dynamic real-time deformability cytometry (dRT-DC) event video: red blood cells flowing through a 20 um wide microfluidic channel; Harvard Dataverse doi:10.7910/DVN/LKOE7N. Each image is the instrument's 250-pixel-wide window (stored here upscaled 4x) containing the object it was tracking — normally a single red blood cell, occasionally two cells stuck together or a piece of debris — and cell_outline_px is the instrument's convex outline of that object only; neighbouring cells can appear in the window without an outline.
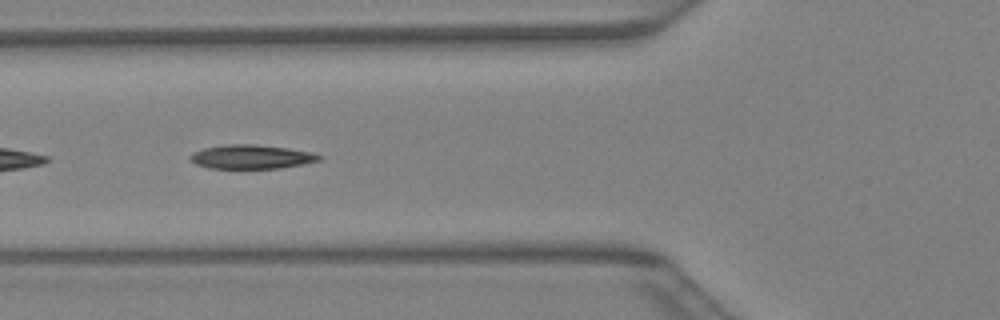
{"species": "Egyptian fruit bat (a non-hibernating species)", "species_latin": "Rousettus aegyptiacus", "temperature_condition": "warm", "stored_images_in_passage": 15, "camera_frame_rate_fps": 3000, "um_per_image_px": 0.085, "animal": {"sex": "female"}, "frame": {"image": 1, "passage_image": 3, "time_ms": 0.667, "image_size_px": [1000, 320], "cell_outline_px": [[324, 156], [320, 160], [304, 164], [280, 168], [208, 168], [196, 164], [188, 156], [192, 152], [204, 148], [224, 144], [256, 144], [288, 148], [312, 152]], "centroid_in_image_um": [21.38, 13.32], "position_along_channel_um": 104.4, "area_um2": 18.15}}
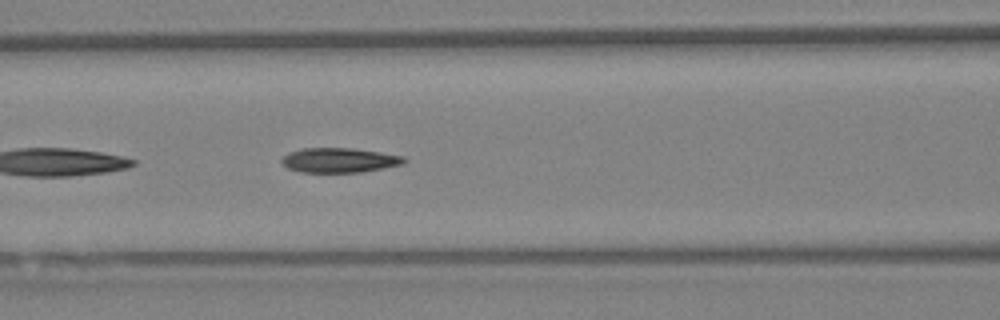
{"frame": {"image": 2, "passage_image": 5, "time_ms": 1.333, "image_size_px": [1000, 320], "cell_outline_px": [[408, 160], [404, 164], [384, 168], [360, 172], [300, 172], [288, 168], [280, 160], [284, 156], [292, 152], [304, 148], [352, 148], [380, 152], [404, 156]], "centroid_in_image_um": [28.9, 13.62], "position_along_channel_um": 137.7, "area_um2": 17.51}}